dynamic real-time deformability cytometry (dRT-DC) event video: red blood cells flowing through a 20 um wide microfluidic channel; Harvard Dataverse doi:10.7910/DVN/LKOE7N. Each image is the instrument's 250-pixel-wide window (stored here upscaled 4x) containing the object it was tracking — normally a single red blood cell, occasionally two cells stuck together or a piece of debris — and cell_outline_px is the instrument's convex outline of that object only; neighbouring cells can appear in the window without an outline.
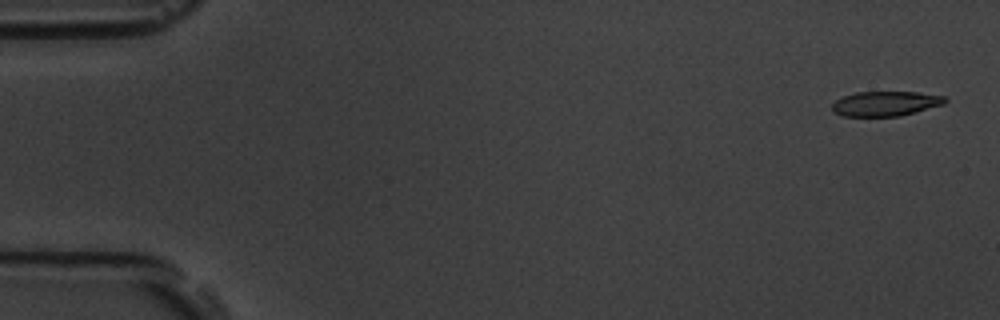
{"species": "common noctule bat (a hibernating species)", "species_latin": "Nyctalus noctula", "temperature_condition": "room temperature", "stored_images_in_passage": 15, "camera_frame_rate_fps": 3000, "um_per_image_px": 0.085, "animal": {"sex": "male", "body_mass_g": 19.5, "forearm_length_mm": 54.6}, "frame": {"image": 1, "passage_image": 1, "time_ms": 0.0, "image_size_px": [1000, 320], "cell_outline_px": [[948, 100], [944, 104], [900, 116], [844, 116], [832, 112], [832, 104], [836, 100], [844, 96], [856, 92], [916, 92], [948, 96]], "centroid_in_image_um": [75.29, 8.8], "position_along_channel_um": 9.7, "area_um2": 16.36}}
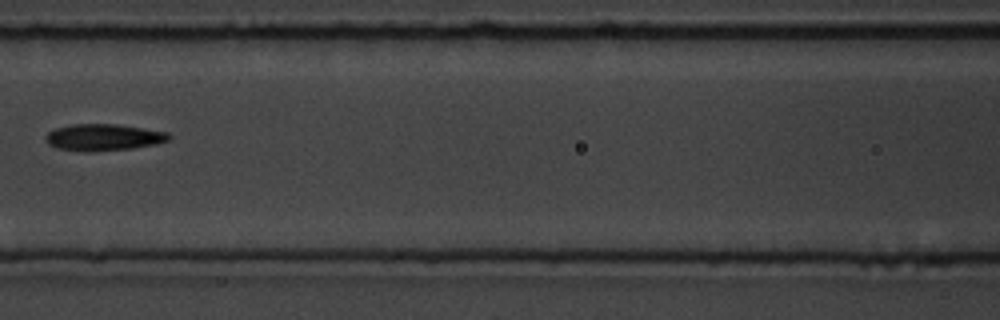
{"frame": {"image": 2, "passage_image": 7, "time_ms": 8.0, "image_size_px": [1000, 320], "cell_outline_px": [[172, 136], [168, 140], [156, 144], [132, 148], [56, 148], [48, 144], [44, 136], [48, 132], [56, 128], [76, 124], [116, 124], [144, 128], [168, 132]], "centroid_in_image_um": [8.86, 11.61], "position_along_channel_um": 157.7, "area_um2": 18.03}}
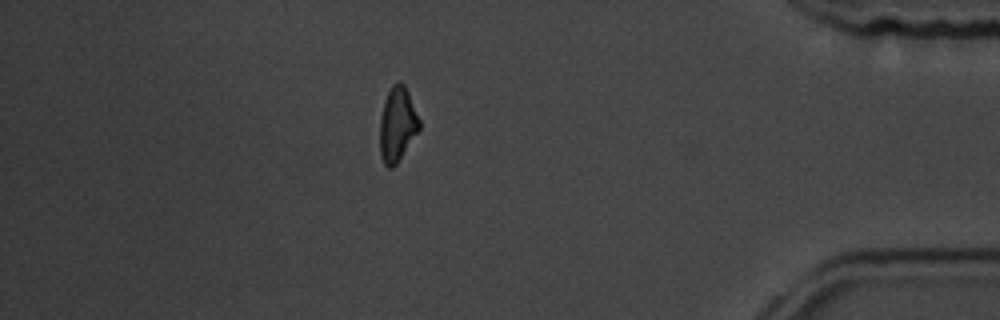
{"frame": {"image": 3, "passage_image": 14, "time_ms": 16.0, "image_size_px": [1000, 320], "cell_outline_px": [[420, 128], [396, 164], [392, 168], [388, 168], [384, 164], [380, 156], [380, 116], [384, 100], [392, 84], [400, 80], [404, 84], [408, 92], [420, 120]], "centroid_in_image_um": [33.76, 10.55], "position_along_channel_um": 401.4, "area_um2": 17.11}, "authors_computed_cell_mechanics": {"area_um2": 18.0336, "velocity_mm_per_s": 3.5634, "shape_relaxation_time_tau1_ms": 8.5169, "shape_relaxation_time_tau2_ms": 7.365, "deformation_change_tau1": 0.1892, "deformation_change_tau2": 0.1744}}